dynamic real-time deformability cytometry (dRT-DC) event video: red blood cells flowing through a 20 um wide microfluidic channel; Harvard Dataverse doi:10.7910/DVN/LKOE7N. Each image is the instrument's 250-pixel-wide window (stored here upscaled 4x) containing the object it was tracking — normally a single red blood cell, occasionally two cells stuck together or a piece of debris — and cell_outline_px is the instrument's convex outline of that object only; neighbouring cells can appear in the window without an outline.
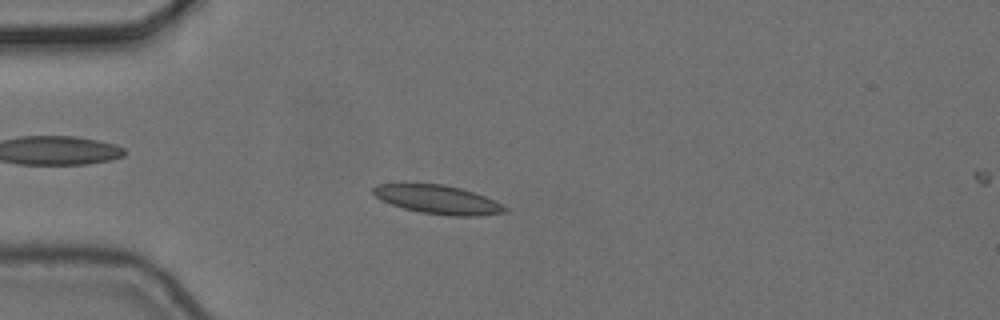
{"species": "common noctule bat (a hibernating species)", "species_latin": "Nyctalus noctula", "temperature_condition": "cold", "stored_images_in_passage": 7, "camera_frame_rate_fps": 3000, "um_per_image_px": 0.085, "animal": {"sex": "female", "body_mass_g": 24.6, "forearm_length_mm": 56.2}, "frame": {"image": 1, "passage_image": 5, "time_ms": 1.333, "image_size_px": [1000, 320], "cell_outline_px": [[508, 212], [480, 216], [448, 216], [420, 212], [404, 208], [380, 200], [372, 192], [372, 188], [380, 184], [444, 184], [460, 188], [484, 196], [508, 208]], "centroid_in_image_um": [37.23, 16.98], "position_along_channel_um": 47.8, "area_um2": 21.85}}
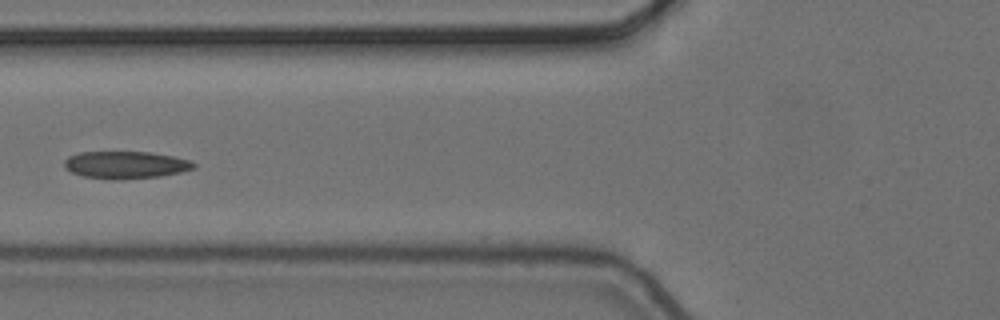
{"frame": {"image": 2, "passage_image": 7, "time_ms": 2.0, "image_size_px": [1000, 320], "cell_outline_px": [[196, 168], [180, 172], [160, 176], [120, 180], [112, 180], [84, 176], [72, 172], [64, 168], [64, 160], [68, 156], [80, 152], [152, 152], [172, 156], [188, 160], [196, 164]], "centroid_in_image_um": [10.66, 14.02], "position_along_channel_um": 115.1, "area_um2": 20.69}}